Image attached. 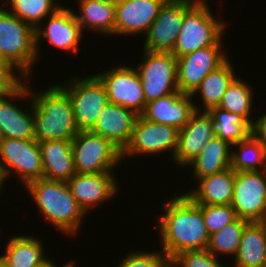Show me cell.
Here are the masks:
<instances>
[{
    "label": "cell",
    "mask_w": 266,
    "mask_h": 267,
    "mask_svg": "<svg viewBox=\"0 0 266 267\" xmlns=\"http://www.w3.org/2000/svg\"><path fill=\"white\" fill-rule=\"evenodd\" d=\"M265 174H266V161H265V168H264Z\"/></svg>",
    "instance_id": "obj_46"
},
{
    "label": "cell",
    "mask_w": 266,
    "mask_h": 267,
    "mask_svg": "<svg viewBox=\"0 0 266 267\" xmlns=\"http://www.w3.org/2000/svg\"><path fill=\"white\" fill-rule=\"evenodd\" d=\"M103 82L108 102L123 106L140 116L146 106L143 85L137 69L129 65H114L96 74Z\"/></svg>",
    "instance_id": "obj_11"
},
{
    "label": "cell",
    "mask_w": 266,
    "mask_h": 267,
    "mask_svg": "<svg viewBox=\"0 0 266 267\" xmlns=\"http://www.w3.org/2000/svg\"><path fill=\"white\" fill-rule=\"evenodd\" d=\"M56 264H54L53 259H48L43 265H40L38 267H54Z\"/></svg>",
    "instance_id": "obj_41"
},
{
    "label": "cell",
    "mask_w": 266,
    "mask_h": 267,
    "mask_svg": "<svg viewBox=\"0 0 266 267\" xmlns=\"http://www.w3.org/2000/svg\"><path fill=\"white\" fill-rule=\"evenodd\" d=\"M219 259L220 257L214 256L205 249L183 251L175 255L169 262L174 267H223L224 265Z\"/></svg>",
    "instance_id": "obj_35"
},
{
    "label": "cell",
    "mask_w": 266,
    "mask_h": 267,
    "mask_svg": "<svg viewBox=\"0 0 266 267\" xmlns=\"http://www.w3.org/2000/svg\"><path fill=\"white\" fill-rule=\"evenodd\" d=\"M29 80L27 79L13 94L0 97V138L35 139L33 100L29 90ZM20 98L21 101L22 99L29 100V111L28 108L23 109V106L21 108L20 105L14 103Z\"/></svg>",
    "instance_id": "obj_16"
},
{
    "label": "cell",
    "mask_w": 266,
    "mask_h": 267,
    "mask_svg": "<svg viewBox=\"0 0 266 267\" xmlns=\"http://www.w3.org/2000/svg\"><path fill=\"white\" fill-rule=\"evenodd\" d=\"M76 260H70V261H68V262H66V263H64V265L63 266H61V267H76V262H75ZM58 265H55L54 267H57Z\"/></svg>",
    "instance_id": "obj_40"
},
{
    "label": "cell",
    "mask_w": 266,
    "mask_h": 267,
    "mask_svg": "<svg viewBox=\"0 0 266 267\" xmlns=\"http://www.w3.org/2000/svg\"><path fill=\"white\" fill-rule=\"evenodd\" d=\"M253 91L250 83L248 84L237 76L227 87L218 107L231 113L239 114L253 125L255 121L251 114V110H253V97L255 95Z\"/></svg>",
    "instance_id": "obj_31"
},
{
    "label": "cell",
    "mask_w": 266,
    "mask_h": 267,
    "mask_svg": "<svg viewBox=\"0 0 266 267\" xmlns=\"http://www.w3.org/2000/svg\"><path fill=\"white\" fill-rule=\"evenodd\" d=\"M210 235L220 231L238 217L231 205H199Z\"/></svg>",
    "instance_id": "obj_34"
},
{
    "label": "cell",
    "mask_w": 266,
    "mask_h": 267,
    "mask_svg": "<svg viewBox=\"0 0 266 267\" xmlns=\"http://www.w3.org/2000/svg\"><path fill=\"white\" fill-rule=\"evenodd\" d=\"M27 79L13 64L0 61V97L13 94Z\"/></svg>",
    "instance_id": "obj_37"
},
{
    "label": "cell",
    "mask_w": 266,
    "mask_h": 267,
    "mask_svg": "<svg viewBox=\"0 0 266 267\" xmlns=\"http://www.w3.org/2000/svg\"><path fill=\"white\" fill-rule=\"evenodd\" d=\"M116 176L113 173H76L67 184L73 197L87 214L91 209L117 195L120 186L117 184L119 182Z\"/></svg>",
    "instance_id": "obj_18"
},
{
    "label": "cell",
    "mask_w": 266,
    "mask_h": 267,
    "mask_svg": "<svg viewBox=\"0 0 266 267\" xmlns=\"http://www.w3.org/2000/svg\"><path fill=\"white\" fill-rule=\"evenodd\" d=\"M0 162L7 180L15 175L21 180L22 187L43 178L39 142L35 139L0 138Z\"/></svg>",
    "instance_id": "obj_9"
},
{
    "label": "cell",
    "mask_w": 266,
    "mask_h": 267,
    "mask_svg": "<svg viewBox=\"0 0 266 267\" xmlns=\"http://www.w3.org/2000/svg\"><path fill=\"white\" fill-rule=\"evenodd\" d=\"M179 130L176 128L154 123L144 119L141 115L136 119L130 142L122 151V160L144 155H158L167 153L171 160L178 146ZM127 158V159H125Z\"/></svg>",
    "instance_id": "obj_10"
},
{
    "label": "cell",
    "mask_w": 266,
    "mask_h": 267,
    "mask_svg": "<svg viewBox=\"0 0 266 267\" xmlns=\"http://www.w3.org/2000/svg\"><path fill=\"white\" fill-rule=\"evenodd\" d=\"M6 2L5 8L11 14L35 29L62 7L56 0H5L4 3Z\"/></svg>",
    "instance_id": "obj_32"
},
{
    "label": "cell",
    "mask_w": 266,
    "mask_h": 267,
    "mask_svg": "<svg viewBox=\"0 0 266 267\" xmlns=\"http://www.w3.org/2000/svg\"><path fill=\"white\" fill-rule=\"evenodd\" d=\"M196 4H209L208 0H192Z\"/></svg>",
    "instance_id": "obj_42"
},
{
    "label": "cell",
    "mask_w": 266,
    "mask_h": 267,
    "mask_svg": "<svg viewBox=\"0 0 266 267\" xmlns=\"http://www.w3.org/2000/svg\"><path fill=\"white\" fill-rule=\"evenodd\" d=\"M71 144L76 173H114L123 162L122 151L118 147L91 131L78 132Z\"/></svg>",
    "instance_id": "obj_7"
},
{
    "label": "cell",
    "mask_w": 266,
    "mask_h": 267,
    "mask_svg": "<svg viewBox=\"0 0 266 267\" xmlns=\"http://www.w3.org/2000/svg\"><path fill=\"white\" fill-rule=\"evenodd\" d=\"M222 20V21H221ZM217 19L208 4L194 3L182 21L172 53L180 57L195 50L215 45L225 35L227 22Z\"/></svg>",
    "instance_id": "obj_5"
},
{
    "label": "cell",
    "mask_w": 266,
    "mask_h": 267,
    "mask_svg": "<svg viewBox=\"0 0 266 267\" xmlns=\"http://www.w3.org/2000/svg\"><path fill=\"white\" fill-rule=\"evenodd\" d=\"M35 140H70L78 134L68 93L55 83L48 89L33 91Z\"/></svg>",
    "instance_id": "obj_3"
},
{
    "label": "cell",
    "mask_w": 266,
    "mask_h": 267,
    "mask_svg": "<svg viewBox=\"0 0 266 267\" xmlns=\"http://www.w3.org/2000/svg\"><path fill=\"white\" fill-rule=\"evenodd\" d=\"M0 61H5L2 56H1V53H0Z\"/></svg>",
    "instance_id": "obj_45"
},
{
    "label": "cell",
    "mask_w": 266,
    "mask_h": 267,
    "mask_svg": "<svg viewBox=\"0 0 266 267\" xmlns=\"http://www.w3.org/2000/svg\"><path fill=\"white\" fill-rule=\"evenodd\" d=\"M137 72L141 78L146 104L175 93L177 88V57L172 52L142 50Z\"/></svg>",
    "instance_id": "obj_8"
},
{
    "label": "cell",
    "mask_w": 266,
    "mask_h": 267,
    "mask_svg": "<svg viewBox=\"0 0 266 267\" xmlns=\"http://www.w3.org/2000/svg\"><path fill=\"white\" fill-rule=\"evenodd\" d=\"M249 223L238 217L235 221L227 224L220 231L210 235L207 250L216 257L221 254V256L227 255L228 257L230 255L235 257L239 250L244 228Z\"/></svg>",
    "instance_id": "obj_33"
},
{
    "label": "cell",
    "mask_w": 266,
    "mask_h": 267,
    "mask_svg": "<svg viewBox=\"0 0 266 267\" xmlns=\"http://www.w3.org/2000/svg\"><path fill=\"white\" fill-rule=\"evenodd\" d=\"M137 118L135 112L108 102L100 112L91 132L110 140L123 151L130 142Z\"/></svg>",
    "instance_id": "obj_21"
},
{
    "label": "cell",
    "mask_w": 266,
    "mask_h": 267,
    "mask_svg": "<svg viewBox=\"0 0 266 267\" xmlns=\"http://www.w3.org/2000/svg\"><path fill=\"white\" fill-rule=\"evenodd\" d=\"M74 75L60 86L68 93L78 132L91 131L102 109L108 103L106 88L95 74L90 77ZM71 80V81H70Z\"/></svg>",
    "instance_id": "obj_6"
},
{
    "label": "cell",
    "mask_w": 266,
    "mask_h": 267,
    "mask_svg": "<svg viewBox=\"0 0 266 267\" xmlns=\"http://www.w3.org/2000/svg\"><path fill=\"white\" fill-rule=\"evenodd\" d=\"M232 267H266V222H251L242 233Z\"/></svg>",
    "instance_id": "obj_28"
},
{
    "label": "cell",
    "mask_w": 266,
    "mask_h": 267,
    "mask_svg": "<svg viewBox=\"0 0 266 267\" xmlns=\"http://www.w3.org/2000/svg\"><path fill=\"white\" fill-rule=\"evenodd\" d=\"M228 58L222 65L211 71L191 94L192 98L201 97V106L194 103L195 111H209L217 107L230 83L236 78L235 69ZM202 108V109H200Z\"/></svg>",
    "instance_id": "obj_27"
},
{
    "label": "cell",
    "mask_w": 266,
    "mask_h": 267,
    "mask_svg": "<svg viewBox=\"0 0 266 267\" xmlns=\"http://www.w3.org/2000/svg\"><path fill=\"white\" fill-rule=\"evenodd\" d=\"M39 148L43 164V178L67 182L76 174L70 140L41 141Z\"/></svg>",
    "instance_id": "obj_23"
},
{
    "label": "cell",
    "mask_w": 266,
    "mask_h": 267,
    "mask_svg": "<svg viewBox=\"0 0 266 267\" xmlns=\"http://www.w3.org/2000/svg\"><path fill=\"white\" fill-rule=\"evenodd\" d=\"M46 223L70 237L79 235L87 214L73 197L67 182L40 178L25 185ZM70 234V235H69Z\"/></svg>",
    "instance_id": "obj_2"
},
{
    "label": "cell",
    "mask_w": 266,
    "mask_h": 267,
    "mask_svg": "<svg viewBox=\"0 0 266 267\" xmlns=\"http://www.w3.org/2000/svg\"><path fill=\"white\" fill-rule=\"evenodd\" d=\"M166 0L115 1V35H146Z\"/></svg>",
    "instance_id": "obj_19"
},
{
    "label": "cell",
    "mask_w": 266,
    "mask_h": 267,
    "mask_svg": "<svg viewBox=\"0 0 266 267\" xmlns=\"http://www.w3.org/2000/svg\"><path fill=\"white\" fill-rule=\"evenodd\" d=\"M191 94L179 90L146 104L141 116L151 122L165 124L181 130L195 112L194 100Z\"/></svg>",
    "instance_id": "obj_20"
},
{
    "label": "cell",
    "mask_w": 266,
    "mask_h": 267,
    "mask_svg": "<svg viewBox=\"0 0 266 267\" xmlns=\"http://www.w3.org/2000/svg\"><path fill=\"white\" fill-rule=\"evenodd\" d=\"M232 145L215 136L186 167L191 168L195 182L231 168Z\"/></svg>",
    "instance_id": "obj_26"
},
{
    "label": "cell",
    "mask_w": 266,
    "mask_h": 267,
    "mask_svg": "<svg viewBox=\"0 0 266 267\" xmlns=\"http://www.w3.org/2000/svg\"><path fill=\"white\" fill-rule=\"evenodd\" d=\"M132 251L125 254L117 267H164L169 261L164 252L157 250Z\"/></svg>",
    "instance_id": "obj_36"
},
{
    "label": "cell",
    "mask_w": 266,
    "mask_h": 267,
    "mask_svg": "<svg viewBox=\"0 0 266 267\" xmlns=\"http://www.w3.org/2000/svg\"><path fill=\"white\" fill-rule=\"evenodd\" d=\"M5 246L0 261L6 267H38L49 259L44 254L42 239L30 235L10 237Z\"/></svg>",
    "instance_id": "obj_25"
},
{
    "label": "cell",
    "mask_w": 266,
    "mask_h": 267,
    "mask_svg": "<svg viewBox=\"0 0 266 267\" xmlns=\"http://www.w3.org/2000/svg\"><path fill=\"white\" fill-rule=\"evenodd\" d=\"M192 0H166L144 37L143 50L172 52Z\"/></svg>",
    "instance_id": "obj_14"
},
{
    "label": "cell",
    "mask_w": 266,
    "mask_h": 267,
    "mask_svg": "<svg viewBox=\"0 0 266 267\" xmlns=\"http://www.w3.org/2000/svg\"><path fill=\"white\" fill-rule=\"evenodd\" d=\"M46 19V25L41 23L44 26L39 25L35 29L37 56L42 54L39 45L43 38L60 51L77 54L84 35L74 15V8L62 6Z\"/></svg>",
    "instance_id": "obj_15"
},
{
    "label": "cell",
    "mask_w": 266,
    "mask_h": 267,
    "mask_svg": "<svg viewBox=\"0 0 266 267\" xmlns=\"http://www.w3.org/2000/svg\"><path fill=\"white\" fill-rule=\"evenodd\" d=\"M0 267H6V266L0 261Z\"/></svg>",
    "instance_id": "obj_44"
},
{
    "label": "cell",
    "mask_w": 266,
    "mask_h": 267,
    "mask_svg": "<svg viewBox=\"0 0 266 267\" xmlns=\"http://www.w3.org/2000/svg\"><path fill=\"white\" fill-rule=\"evenodd\" d=\"M223 39L215 45L177 57V88L181 93L192 94L208 73L230 57L226 50H222Z\"/></svg>",
    "instance_id": "obj_13"
},
{
    "label": "cell",
    "mask_w": 266,
    "mask_h": 267,
    "mask_svg": "<svg viewBox=\"0 0 266 267\" xmlns=\"http://www.w3.org/2000/svg\"><path fill=\"white\" fill-rule=\"evenodd\" d=\"M79 13L74 15L82 31H92L97 35L115 36V0H77ZM86 28V29H85Z\"/></svg>",
    "instance_id": "obj_24"
},
{
    "label": "cell",
    "mask_w": 266,
    "mask_h": 267,
    "mask_svg": "<svg viewBox=\"0 0 266 267\" xmlns=\"http://www.w3.org/2000/svg\"><path fill=\"white\" fill-rule=\"evenodd\" d=\"M237 217L248 222H266V174L264 170L235 172L231 203Z\"/></svg>",
    "instance_id": "obj_12"
},
{
    "label": "cell",
    "mask_w": 266,
    "mask_h": 267,
    "mask_svg": "<svg viewBox=\"0 0 266 267\" xmlns=\"http://www.w3.org/2000/svg\"><path fill=\"white\" fill-rule=\"evenodd\" d=\"M208 112L214 120L216 136L230 145L247 140L253 133L252 124L237 113L218 106Z\"/></svg>",
    "instance_id": "obj_29"
},
{
    "label": "cell",
    "mask_w": 266,
    "mask_h": 267,
    "mask_svg": "<svg viewBox=\"0 0 266 267\" xmlns=\"http://www.w3.org/2000/svg\"><path fill=\"white\" fill-rule=\"evenodd\" d=\"M255 119L252 125L253 135L264 145L266 149V112Z\"/></svg>",
    "instance_id": "obj_38"
},
{
    "label": "cell",
    "mask_w": 266,
    "mask_h": 267,
    "mask_svg": "<svg viewBox=\"0 0 266 267\" xmlns=\"http://www.w3.org/2000/svg\"><path fill=\"white\" fill-rule=\"evenodd\" d=\"M164 267H174L170 262H168Z\"/></svg>",
    "instance_id": "obj_43"
},
{
    "label": "cell",
    "mask_w": 266,
    "mask_h": 267,
    "mask_svg": "<svg viewBox=\"0 0 266 267\" xmlns=\"http://www.w3.org/2000/svg\"><path fill=\"white\" fill-rule=\"evenodd\" d=\"M6 179H7V177H6L5 171H4L3 166L1 165V162H0V193H2L1 190L3 189L4 183H6V181H8Z\"/></svg>",
    "instance_id": "obj_39"
},
{
    "label": "cell",
    "mask_w": 266,
    "mask_h": 267,
    "mask_svg": "<svg viewBox=\"0 0 266 267\" xmlns=\"http://www.w3.org/2000/svg\"><path fill=\"white\" fill-rule=\"evenodd\" d=\"M265 161L266 149L253 134L232 145L231 168L235 172L264 170Z\"/></svg>",
    "instance_id": "obj_30"
},
{
    "label": "cell",
    "mask_w": 266,
    "mask_h": 267,
    "mask_svg": "<svg viewBox=\"0 0 266 267\" xmlns=\"http://www.w3.org/2000/svg\"><path fill=\"white\" fill-rule=\"evenodd\" d=\"M160 208L164 213L158 215L156 224L160 248L168 261L183 251L207 249L210 234L202 209L186 193L175 194Z\"/></svg>",
    "instance_id": "obj_1"
},
{
    "label": "cell",
    "mask_w": 266,
    "mask_h": 267,
    "mask_svg": "<svg viewBox=\"0 0 266 267\" xmlns=\"http://www.w3.org/2000/svg\"><path fill=\"white\" fill-rule=\"evenodd\" d=\"M215 136L214 120L209 112L195 111L179 130L178 146L172 161L186 168Z\"/></svg>",
    "instance_id": "obj_17"
},
{
    "label": "cell",
    "mask_w": 266,
    "mask_h": 267,
    "mask_svg": "<svg viewBox=\"0 0 266 267\" xmlns=\"http://www.w3.org/2000/svg\"><path fill=\"white\" fill-rule=\"evenodd\" d=\"M234 181L235 171L228 168L199 179L197 187L187 189L185 193L198 205H231Z\"/></svg>",
    "instance_id": "obj_22"
},
{
    "label": "cell",
    "mask_w": 266,
    "mask_h": 267,
    "mask_svg": "<svg viewBox=\"0 0 266 267\" xmlns=\"http://www.w3.org/2000/svg\"><path fill=\"white\" fill-rule=\"evenodd\" d=\"M4 8V9H3ZM0 6V53L28 79L39 57L35 28Z\"/></svg>",
    "instance_id": "obj_4"
}]
</instances>
